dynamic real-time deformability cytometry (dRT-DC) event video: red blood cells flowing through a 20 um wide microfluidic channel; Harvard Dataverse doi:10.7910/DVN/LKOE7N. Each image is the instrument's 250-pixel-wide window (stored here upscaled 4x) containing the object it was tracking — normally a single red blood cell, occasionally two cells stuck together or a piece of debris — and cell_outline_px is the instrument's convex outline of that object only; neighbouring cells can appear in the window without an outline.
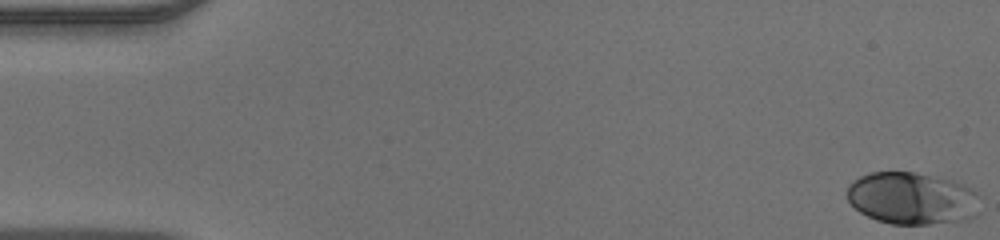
{"species": "human", "species_latin": "Homo sapiens", "temperature_condition": "warm", "stored_images_in_passage": 49, "camera_frame_rate_fps": 3000, "um_per_image_px": 0.085, "donor": {"sex": "male"}, "frame": {"image": 1, "passage_image": 1, "time_ms": 0.0, "image_size_px": [1000, 240], "cell_outline_px": [[980, 196], [976, 216], [968, 220], [928, 224], [892, 224], [876, 220], [860, 212], [848, 200], [848, 184], [852, 180], [860, 176], [872, 172], [912, 172], [952, 180], [972, 188]], "centroid_in_image_um": [77.54, 16.86], "position_along_channel_um": 7.5, "area_um2": 40.58}}
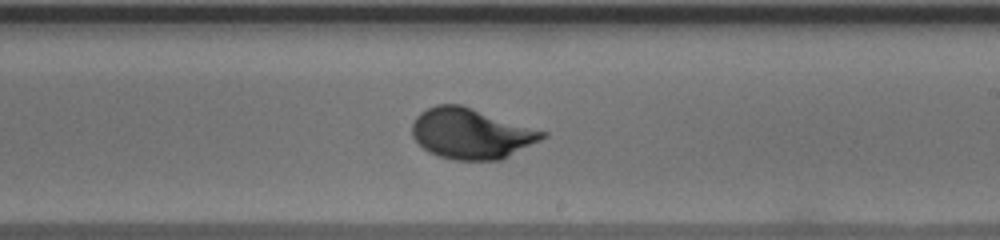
{"frame": {"image": 2, "passage_image": 29, "time_ms": 9.333, "image_size_px": [1000, 240], "cell_outline_px": [[548, 136], [500, 160], [452, 160], [428, 152], [412, 136], [412, 124], [416, 116], [420, 112], [436, 104], [460, 104], [548, 132]], "centroid_in_image_um": [40.04, 11.35], "position_along_channel_um": 249.0, "area_um2": 38.21}}
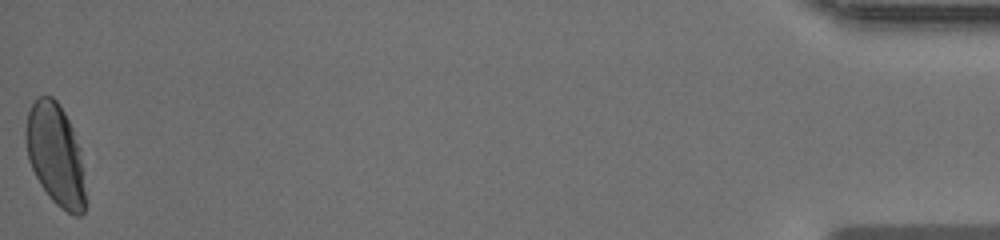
{"frame": {"image": 3, "passage_image": 49, "time_ms": 16.0, "image_size_px": [1000, 240], "cell_outline_px": [[84, 212], [80, 216], [76, 216], [60, 208], [48, 196], [40, 184], [28, 160], [24, 136], [24, 128], [28, 112], [32, 104], [40, 96], [52, 96], [60, 104], [72, 128], [80, 148], [84, 192]], "centroid_in_image_um": [4.68, 13.13], "position_along_channel_um": 430.5, "area_um2": 35.2}}